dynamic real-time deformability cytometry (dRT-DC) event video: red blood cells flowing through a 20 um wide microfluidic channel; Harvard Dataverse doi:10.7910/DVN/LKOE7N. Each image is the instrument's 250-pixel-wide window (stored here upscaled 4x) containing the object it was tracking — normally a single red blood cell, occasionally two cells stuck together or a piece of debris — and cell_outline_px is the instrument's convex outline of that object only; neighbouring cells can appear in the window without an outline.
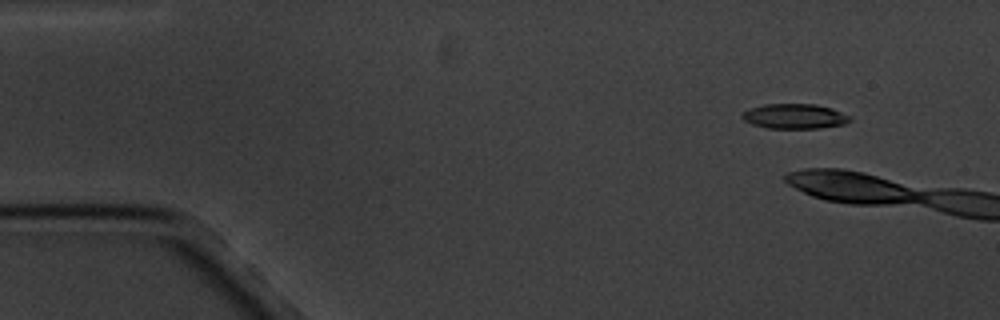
{"species": "common noctule bat (a hibernating species)", "species_latin": "Nyctalus noctula", "temperature_condition": "cold", "stored_images_in_passage": 3, "camera_frame_rate_fps": 3000, "um_per_image_px": 0.085, "animal": {"sex": "male", "body_mass_g": 20.1, "forearm_length_mm": 53.5}, "frame": {"image": 1, "passage_image": 2, "time_ms": 1.333, "image_size_px": [1000, 320], "cell_outline_px": [[852, 120], [844, 124], [820, 128], [764, 128], [752, 124], [744, 120], [740, 116], [744, 112], [752, 108], [764, 104], [816, 104], [832, 108], [848, 116]], "centroid_in_image_um": [67.53, 9.89], "position_along_channel_um": 17.5, "area_um2": 15.55}}